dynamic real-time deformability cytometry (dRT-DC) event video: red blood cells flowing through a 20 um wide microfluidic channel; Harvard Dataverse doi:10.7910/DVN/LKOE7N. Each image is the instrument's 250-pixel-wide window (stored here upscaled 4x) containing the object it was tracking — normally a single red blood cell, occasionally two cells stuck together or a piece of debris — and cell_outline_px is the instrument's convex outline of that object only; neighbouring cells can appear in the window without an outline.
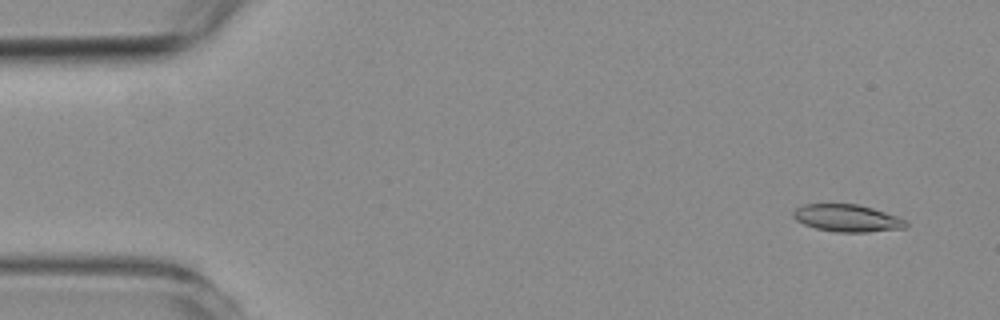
{"species": "common noctule bat (a hibernating species)", "species_latin": "Nyctalus noctula", "temperature_condition": "room temperature", "stored_images_in_passage": 54, "camera_frame_rate_fps": 3000, "um_per_image_px": 0.085, "animal": {"sex": "female", "body_mass_g": 19.3, "forearm_length_mm": 54.1}, "frame": {"image": 1, "passage_image": 4, "time_ms": 1.0, "image_size_px": [1000, 320], "cell_outline_px": [[908, 224], [904, 228], [868, 232], [836, 232], [816, 228], [804, 224], [796, 220], [792, 216], [792, 212], [796, 208], [804, 204], [856, 204], [872, 208], [896, 216], [904, 220]], "centroid_in_image_um": [71.97, 18.54], "position_along_channel_um": 13.0, "area_um2": 17.74}}
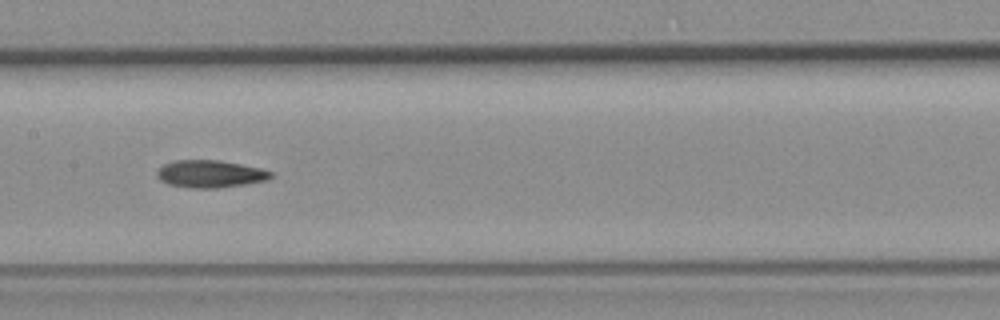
{"frame": {"image": 2, "passage_image": 27, "time_ms": 8.667, "image_size_px": [1000, 320], "cell_outline_px": [[272, 176], [264, 180], [244, 184], [216, 188], [188, 188], [168, 184], [160, 180], [156, 176], [156, 172], [164, 164], [172, 160], [216, 160], [240, 164], [260, 168], [272, 172]], "centroid_in_image_um": [17.8, 14.78], "position_along_channel_um": 189.6, "area_um2": 18.03}}
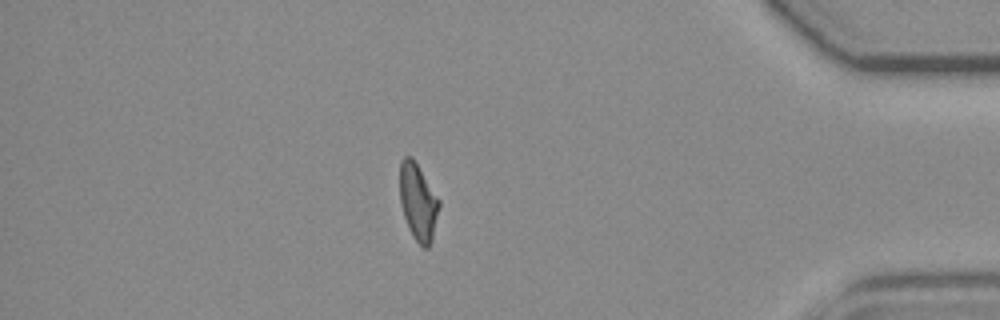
{"frame": {"image": 3, "passage_image": 47, "time_ms": 15.333, "image_size_px": [1000, 320], "cell_outline_px": [[440, 204], [432, 240], [428, 248], [424, 248], [412, 236], [408, 228], [404, 216], [400, 200], [400, 160], [404, 156], [412, 156], [440, 200]], "centroid_in_image_um": [35.53, 17.15], "position_along_channel_um": 399.7, "area_um2": 17.57}, "authors_computed_cell_mechanics": {"area_um2": 17.8891, "velocity_mm_per_s": 3.801, "shape_relaxation_time_tau1_ms": 9.5747, "shape_relaxation_time_tau2_ms": 8.7779, "deformation_change_tau1": 0.2139, "deformation_change_tau2": 0.1932}}